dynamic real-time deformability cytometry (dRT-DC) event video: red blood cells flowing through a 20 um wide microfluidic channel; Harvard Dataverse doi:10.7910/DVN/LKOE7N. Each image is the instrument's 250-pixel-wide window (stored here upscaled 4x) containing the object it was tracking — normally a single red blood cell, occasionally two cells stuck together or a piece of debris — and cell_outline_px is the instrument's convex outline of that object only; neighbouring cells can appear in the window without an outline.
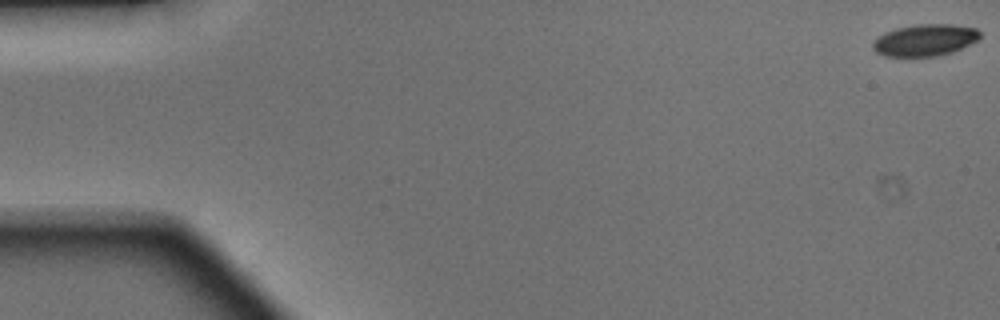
{"species": "Egyptian fruit bat (a non-hibernating species)", "species_latin": "Rousettus aegyptiacus", "temperature_condition": "warm", "stored_images_in_passage": 49, "camera_frame_rate_fps": 3000, "um_per_image_px": 0.085, "animal": {"sex": "male"}, "frame": {"image": 1, "passage_image": 1, "time_ms": 0.0, "image_size_px": [1000, 320], "cell_outline_px": [[980, 36], [976, 40], [952, 52], [936, 56], [884, 56], [876, 52], [872, 48], [872, 44], [880, 36], [896, 28], [920, 24], [952, 24], [976, 28], [980, 32]], "centroid_in_image_um": [78.62, 3.41], "position_along_channel_um": 6.4, "area_um2": 19.48}}
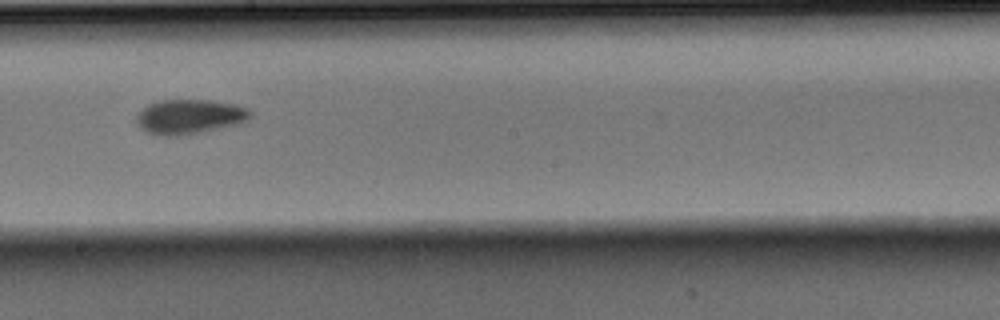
{"frame": {"image": 2, "passage_image": 28, "time_ms": 9.0, "image_size_px": [1000, 320], "cell_outline_px": [[252, 116], [248, 120], [240, 124], [184, 136], [156, 136], [140, 128], [136, 124], [136, 116], [148, 104], [164, 100], [212, 100], [232, 104], [248, 108], [252, 112]], "centroid_in_image_um": [16.13, 9.94], "position_along_channel_um": 232.1, "area_um2": 23.29}}
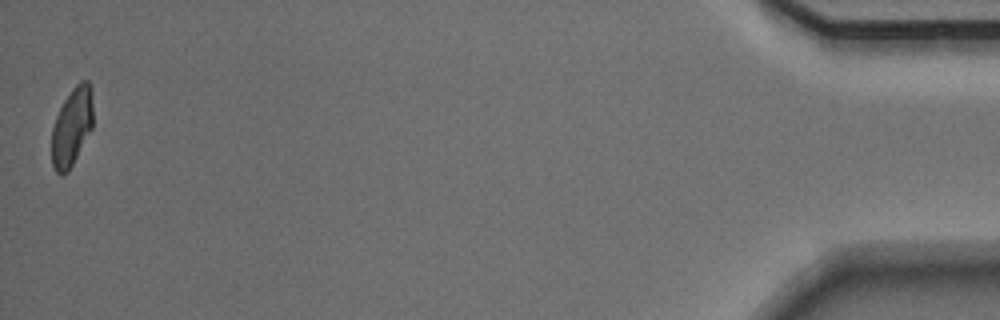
{"frame": {"image": 3, "passage_image": 49, "time_ms": 16.0, "image_size_px": [1000, 320], "cell_outline_px": [[92, 128], [68, 172], [60, 176], [56, 172], [52, 164], [52, 128], [56, 116], [64, 100], [72, 88], [80, 80], [88, 80], [92, 92]], "centroid_in_image_um": [6.1, 10.77], "position_along_channel_um": 429.1, "area_um2": 18.79}, "authors_computed_cell_mechanics": {"area_um2": 21.2704, "velocity_mm_per_s": 4.1517, "shape_relaxation_time_tau1_ms": 2.719, "shape_relaxation_time_tau2_ms": 5.9609, "deformation_change_tau1": 0.1259, "deformation_change_tau2": 0.1009}}